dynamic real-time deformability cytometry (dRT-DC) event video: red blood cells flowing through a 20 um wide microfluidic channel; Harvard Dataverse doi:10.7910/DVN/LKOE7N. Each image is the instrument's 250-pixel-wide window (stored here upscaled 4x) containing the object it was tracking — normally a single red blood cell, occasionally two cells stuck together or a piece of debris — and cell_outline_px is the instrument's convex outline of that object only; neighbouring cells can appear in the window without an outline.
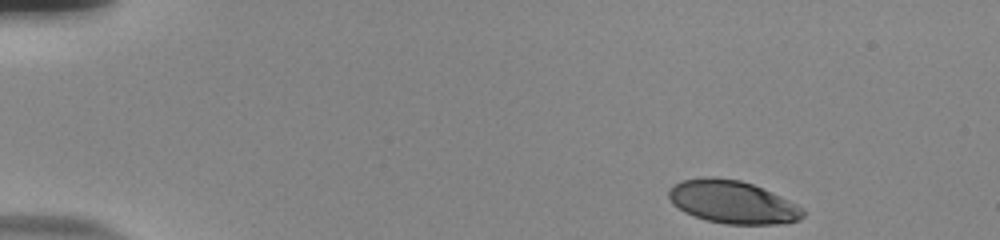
{"species": "human", "species_latin": "Homo sapiens", "temperature_condition": "room temperature", "stored_images_in_passage": 49, "camera_frame_rate_fps": 3000, "um_per_image_px": 0.085, "donor": {"sex": "male"}, "frame": {"image": 1, "passage_image": 1, "time_ms": 0.0, "image_size_px": [1000, 240], "cell_outline_px": [[804, 216], [800, 220], [784, 224], [724, 224], [704, 220], [684, 212], [672, 204], [668, 196], [668, 188], [680, 180], [704, 176], [712, 176], [740, 180], [752, 184], [772, 192], [804, 208]], "centroid_in_image_um": [62.24, 17.17], "position_along_channel_um": 22.8, "area_um2": 33.99}}
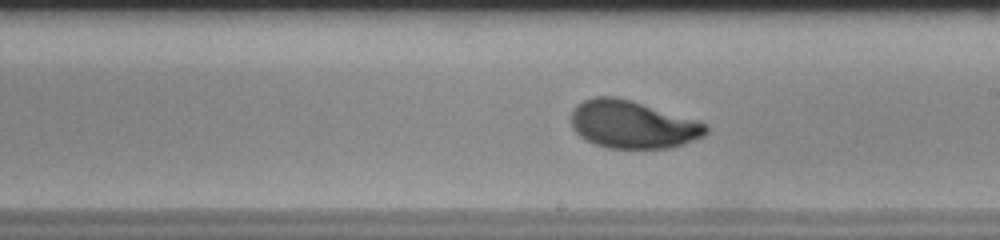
{"frame": {"image": 2, "passage_image": 27, "time_ms": 8.667, "image_size_px": [1000, 240], "cell_outline_px": [[708, 132], [704, 136], [684, 144], [672, 148], [608, 148], [584, 140], [572, 128], [572, 108], [576, 104], [592, 96], [616, 96], [632, 100], [700, 120], [708, 124]], "centroid_in_image_um": [53.8, 10.57], "position_along_channel_um": 235.2, "area_um2": 38.09}}
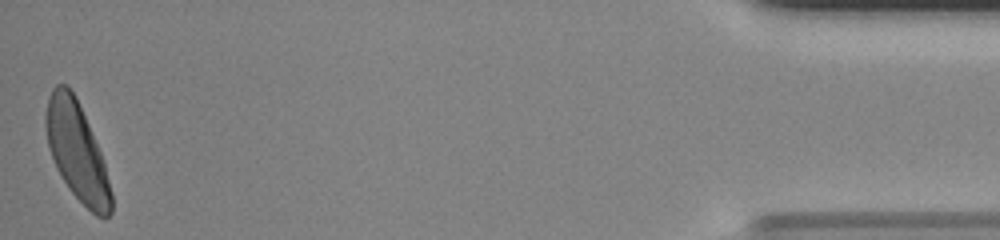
{"frame": {"image": 3, "passage_image": 49, "time_ms": 16.0, "image_size_px": [1000, 240], "cell_outline_px": [[112, 212], [108, 216], [96, 216], [68, 188], [56, 168], [48, 148], [44, 124], [44, 116], [48, 96], [52, 88], [56, 84], [68, 84], [76, 96], [100, 152], [104, 164], [112, 192]], "centroid_in_image_um": [6.5, 12.83], "position_along_channel_um": 428.7, "area_um2": 37.22}, "authors_computed_cell_mechanics": {"area_um2": 36.5296, "velocity_mm_per_s": 3.7412, "shape_relaxation_time_tau1_ms": 2.8902, "shape_relaxation_time_tau2_ms": 0.7155, "deformation_change_tau1": 0.1471, "deformation_change_tau2": 0.0571}}